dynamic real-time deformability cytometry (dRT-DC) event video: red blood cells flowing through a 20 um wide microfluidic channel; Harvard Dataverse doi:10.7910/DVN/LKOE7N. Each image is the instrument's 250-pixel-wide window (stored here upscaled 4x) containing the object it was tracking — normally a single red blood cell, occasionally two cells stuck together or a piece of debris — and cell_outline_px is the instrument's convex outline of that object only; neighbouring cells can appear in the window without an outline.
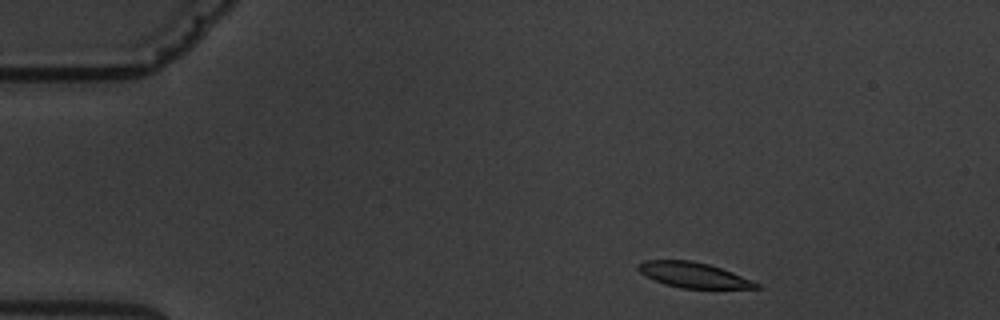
{"species": "common noctule bat (a hibernating species)", "species_latin": "Nyctalus noctula", "temperature_condition": "warm", "stored_images_in_passage": 3, "camera_frame_rate_fps": 3000, "um_per_image_px": 0.085, "animal": {"sex": "male", "body_mass_g": 19.5, "forearm_length_mm": 54.6}, "frame": {"image": 1, "passage_image": 1, "time_ms": 0.0, "image_size_px": [1000, 320], "cell_outline_px": [[764, 288], [680, 288], [664, 284], [640, 272], [636, 268], [636, 264], [644, 260], [692, 260], [708, 264], [732, 272], [760, 284]], "centroid_in_image_um": [58.92, 23.37], "position_along_channel_um": 26.1, "area_um2": 17.28}}